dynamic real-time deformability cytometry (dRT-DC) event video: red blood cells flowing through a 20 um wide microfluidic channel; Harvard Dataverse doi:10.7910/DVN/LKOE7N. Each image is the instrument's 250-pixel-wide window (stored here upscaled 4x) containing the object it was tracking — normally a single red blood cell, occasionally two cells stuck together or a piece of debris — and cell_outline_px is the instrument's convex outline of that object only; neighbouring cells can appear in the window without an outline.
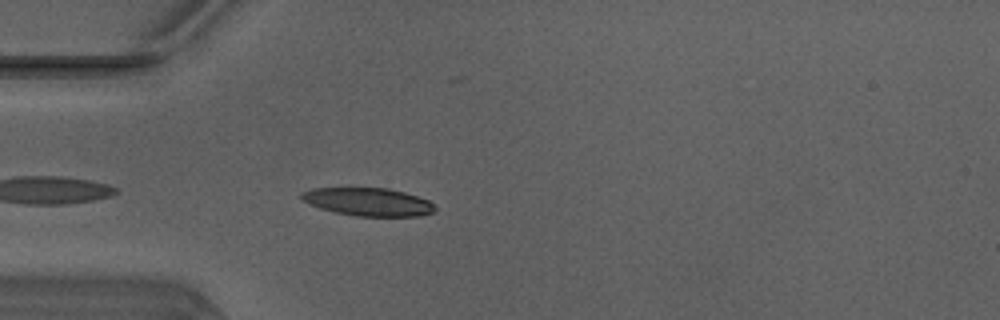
{"species": "Egyptian fruit bat (a non-hibernating species)", "species_latin": "Rousettus aegyptiacus", "temperature_condition": "warm", "stored_images_in_passage": 37, "camera_frame_rate_fps": 3000, "um_per_image_px": 0.085, "animal": {"sex": "male"}, "frame": {"image": 1, "passage_image": 2, "time_ms": 0.333, "image_size_px": [1000, 320], "cell_outline_px": [[436, 208], [432, 212], [420, 216], [356, 216], [336, 212], [320, 208], [300, 200], [300, 192], [312, 188], [388, 188], [404, 192], [428, 200], [436, 204]], "centroid_in_image_um": [31.28, 17.15], "position_along_channel_um": 53.7, "area_um2": 21.85}}
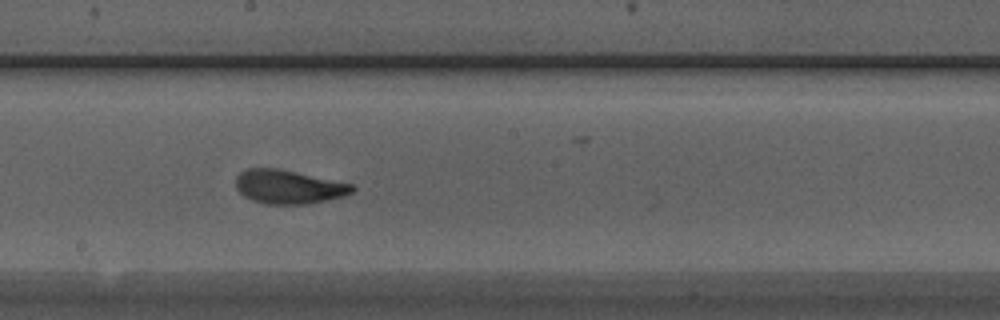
{"frame": {"image": 2, "passage_image": 15, "time_ms": 4.667, "image_size_px": [1000, 320], "cell_outline_px": [[356, 188], [352, 192], [344, 196], [328, 200], [308, 204], [268, 204], [252, 200], [244, 196], [236, 188], [236, 176], [240, 172], [248, 168], [276, 168], [296, 172], [352, 184]], "centroid_in_image_um": [24.52, 15.88], "position_along_channel_um": 223.7, "area_um2": 22.83}}
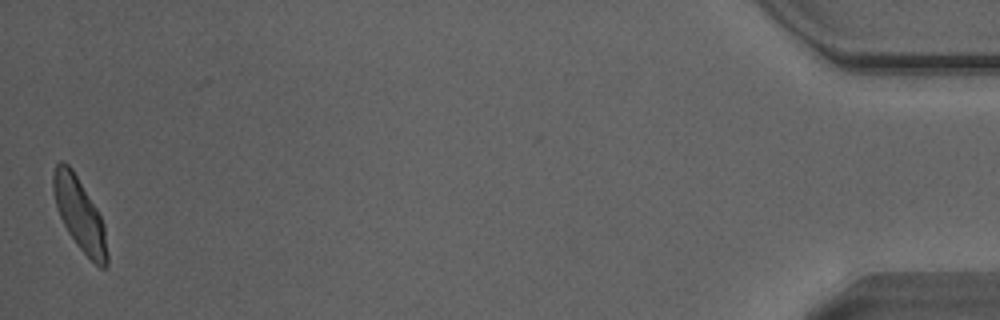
{"frame": {"image": 3, "passage_image": 37, "time_ms": 12.0, "image_size_px": [1000, 320], "cell_outline_px": [[108, 264], [104, 268], [100, 268], [76, 244], [68, 232], [56, 208], [52, 192], [52, 176], [56, 164], [60, 160], [64, 160], [72, 168], [96, 208], [104, 224], [108, 252]], "centroid_in_image_um": [6.75, 18.19], "position_along_channel_um": 428.5, "area_um2": 22.77}, "authors_computed_cell_mechanics": {"area_um2": 22.831, "velocity_mm_per_s": 4.1129, "shape_relaxation_time_tau1_ms": 3.276, "shape_relaxation_time_tau2_ms": 1.1089, "deformation_change_tau1": 0.1602, "deformation_change_tau2": 0.0744}}